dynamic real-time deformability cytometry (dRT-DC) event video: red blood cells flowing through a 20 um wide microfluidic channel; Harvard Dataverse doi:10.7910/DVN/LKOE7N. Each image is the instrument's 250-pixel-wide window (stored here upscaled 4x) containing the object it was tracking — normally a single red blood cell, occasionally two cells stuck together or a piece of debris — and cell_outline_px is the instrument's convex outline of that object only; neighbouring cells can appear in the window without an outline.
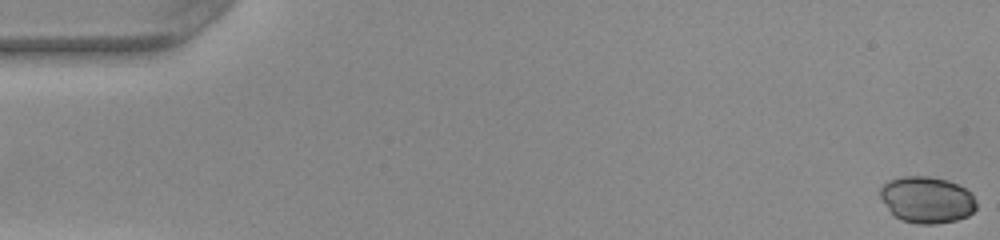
{"species": "common noctule bat (a hibernating species)", "species_latin": "Nyctalus noctula", "temperature_condition": "warm", "stored_images_in_passage": 17, "camera_frame_rate_fps": 3000, "um_per_image_px": 0.085, "animal": {"sex": "female", "body_mass_g": 22.0, "forearm_length_mm": 56.7}, "frame": {"image": 1, "passage_image": 1, "time_ms": 0.0, "image_size_px": [1000, 240], "cell_outline_px": [[976, 208], [968, 216], [956, 220], [936, 224], [916, 224], [900, 220], [888, 208], [880, 196], [880, 188], [888, 180], [904, 176], [928, 176], [948, 180], [964, 188], [976, 200]], "centroid_in_image_um": [78.78, 16.98], "position_along_channel_um": 6.2, "area_um2": 25.95}}